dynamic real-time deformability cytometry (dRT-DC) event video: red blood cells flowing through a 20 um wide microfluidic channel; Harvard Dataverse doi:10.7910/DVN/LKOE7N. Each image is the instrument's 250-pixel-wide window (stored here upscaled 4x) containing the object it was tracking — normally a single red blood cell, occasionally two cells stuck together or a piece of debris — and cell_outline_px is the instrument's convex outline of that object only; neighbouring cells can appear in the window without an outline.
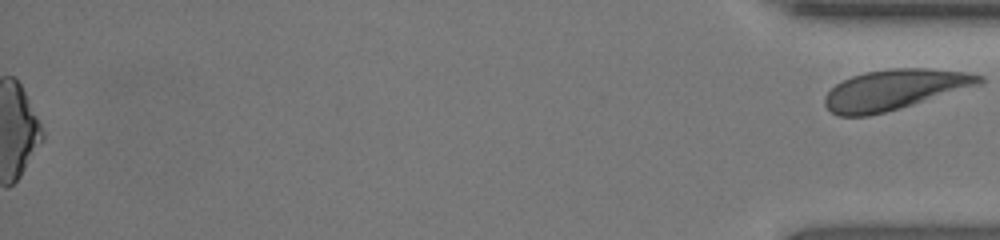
{"species": "human", "species_latin": "Homo sapiens", "temperature_condition": "room temperature", "stored_images_in_passage": 50, "segment_of_instrument_passage": [2, 2], "camera_frame_rate_fps": 3000, "um_per_image_px": 0.085, "donor": {"sex": "female"}, "frame": {"image": 1, "passage_image": 50, "time_ms": 16.333, "image_size_px": [1000, 240], "cell_outline_px": [[984, 84], [900, 108], [868, 116], [836, 116], [824, 104], [824, 96], [836, 84], [852, 76], [864, 72], [892, 68], [928, 68], [968, 72], [984, 76]], "centroid_in_image_um": [76.08, 7.61], "position_along_channel_um": 359.1, "area_um2": 36.41}}